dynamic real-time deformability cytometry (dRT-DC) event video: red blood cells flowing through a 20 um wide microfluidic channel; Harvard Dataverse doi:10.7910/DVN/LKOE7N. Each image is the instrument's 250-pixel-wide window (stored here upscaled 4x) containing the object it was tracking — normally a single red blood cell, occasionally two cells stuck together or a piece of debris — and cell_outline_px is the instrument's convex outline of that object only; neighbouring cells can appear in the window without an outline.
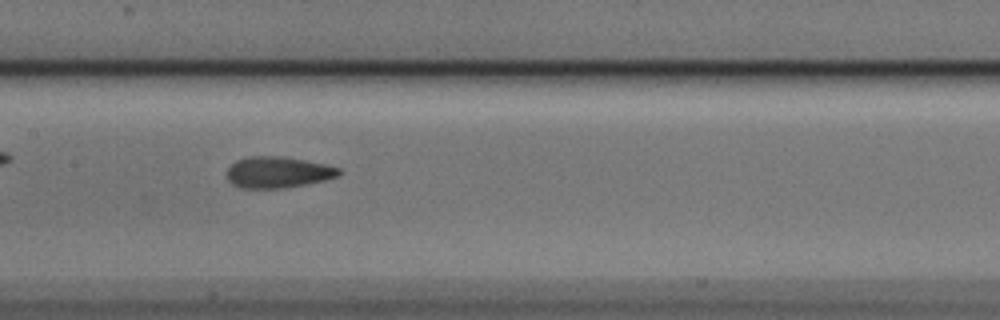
{"species": "Egyptian fruit bat (a non-hibernating species)", "species_latin": "Rousettus aegyptiacus", "temperature_condition": "cold", "stored_images_in_passage": 14, "camera_frame_rate_fps": 3000, "um_per_image_px": 0.085, "animal": {"sex": "male"}, "frame": {"image": 1, "passage_image": 7, "time_ms": 2.0, "image_size_px": [1000, 320], "cell_outline_px": [[340, 176], [324, 180], [284, 188], [240, 188], [232, 184], [228, 180], [224, 172], [236, 160], [252, 156], [280, 156], [304, 160], [324, 164], [340, 168]], "centroid_in_image_um": [23.58, 14.64], "position_along_channel_um": 183.8, "area_um2": 20.4}}
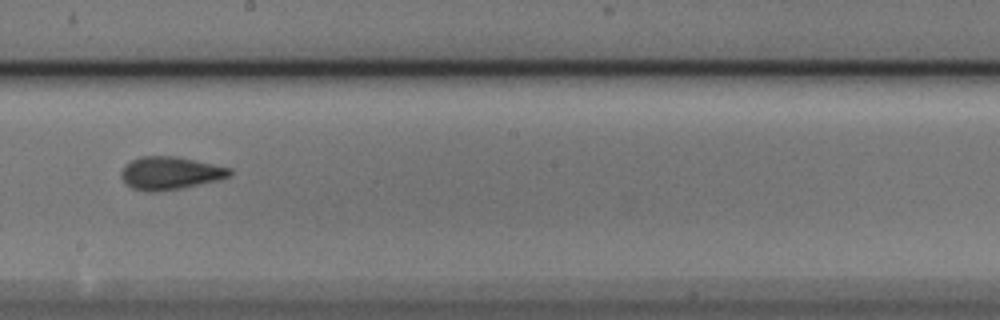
{"frame": {"image": 2, "passage_image": 8, "time_ms": 2.333, "image_size_px": [1000, 320], "cell_outline_px": [[232, 172], [228, 176], [216, 180], [180, 188], [156, 192], [148, 192], [132, 188], [120, 176], [120, 172], [124, 164], [140, 156], [176, 156], [232, 168]], "centroid_in_image_um": [14.42, 14.7], "position_along_channel_um": 233.8, "area_um2": 20.63}}